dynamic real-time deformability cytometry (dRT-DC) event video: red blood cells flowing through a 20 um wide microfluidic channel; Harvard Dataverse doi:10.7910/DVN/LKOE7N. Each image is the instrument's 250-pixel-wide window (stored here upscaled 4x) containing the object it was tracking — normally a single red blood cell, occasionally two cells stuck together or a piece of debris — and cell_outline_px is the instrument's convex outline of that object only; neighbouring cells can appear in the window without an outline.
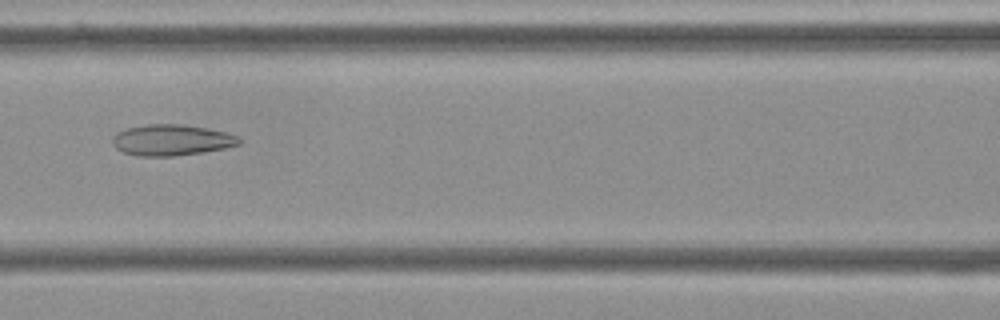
{"species": "Egyptian fruit bat (a non-hibernating species)", "species_latin": "Rousettus aegyptiacus", "temperature_condition": "cold", "stored_images_in_passage": 48, "camera_frame_rate_fps": 3000, "um_per_image_px": 0.085, "frame": {"image": 1, "passage_image": 17, "time_ms": 5.333, "image_size_px": [1000, 320], "cell_outline_px": [[244, 140], [240, 144], [224, 148], [200, 152], [172, 156], [136, 156], [124, 152], [116, 148], [112, 144], [112, 136], [116, 132], [128, 128], [148, 124], [184, 124], [224, 132], [240, 136]], "centroid_in_image_um": [14.57, 11.9], "position_along_channel_um": 152.0, "area_um2": 22.89}}
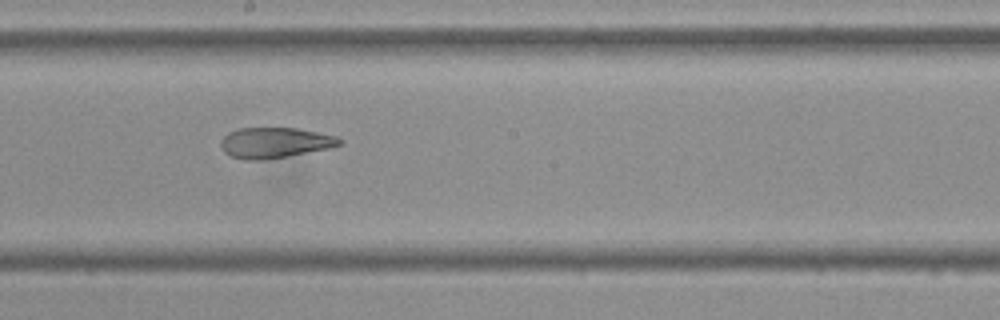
{"frame": {"image": 2, "passage_image": 23, "time_ms": 7.333, "image_size_px": [1000, 320], "cell_outline_px": [[344, 140], [340, 144], [328, 148], [264, 160], [244, 160], [232, 156], [224, 152], [220, 144], [220, 140], [228, 132], [240, 128], [296, 128], [336, 136]], "centroid_in_image_um": [23.32, 12.12], "position_along_channel_um": 224.9, "area_um2": 20.92}}
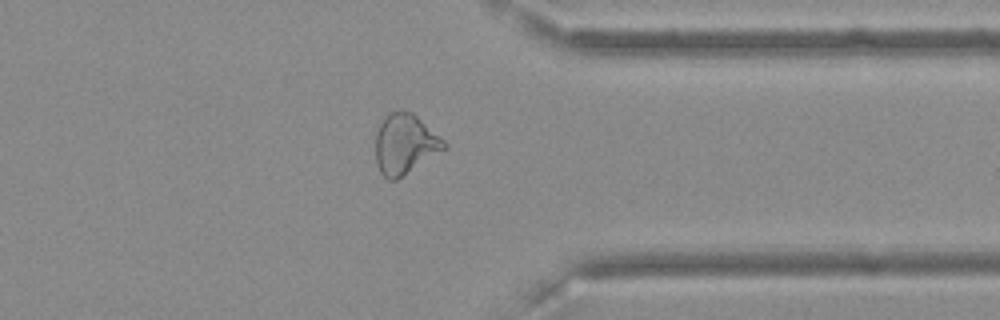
{"frame": {"image": 3, "passage_image": 36, "time_ms": 11.667, "image_size_px": [1000, 320], "cell_outline_px": [[448, 148], [396, 180], [388, 180], [380, 172], [376, 164], [376, 132], [384, 116], [388, 112], [412, 112], [444, 140], [448, 144]], "centroid_in_image_um": [34.42, 12.27], "position_along_channel_um": 377.0, "area_um2": 23.93}, "authors_computed_cell_mechanics": {"area_um2": 24.4494, "velocity_mm_per_s": 3.6457, "shape_relaxation_time_tau1_ms": null, "shape_relaxation_time_tau2_ms": 3.2211, "deformation_change_tau1": null, "deformation_change_tau2": 0.1209}}